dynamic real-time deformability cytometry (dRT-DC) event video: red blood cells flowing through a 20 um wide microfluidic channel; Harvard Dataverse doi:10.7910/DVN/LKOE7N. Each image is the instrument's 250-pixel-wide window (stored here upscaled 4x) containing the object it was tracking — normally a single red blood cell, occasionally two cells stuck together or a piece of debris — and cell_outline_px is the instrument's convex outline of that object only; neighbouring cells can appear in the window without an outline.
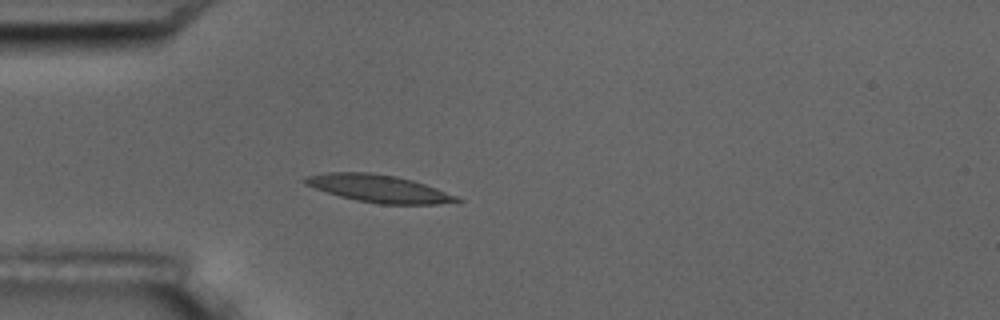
{"species": "common noctule bat (a hibernating species)", "species_latin": "Nyctalus noctula", "temperature_condition": "room temperature", "stored_images_in_passage": 3, "camera_frame_rate_fps": 3000, "um_per_image_px": 0.085, "animal": {"sex": "male", "body_mass_g": 17.5, "forearm_length_mm": 52.3}, "frame": {"image": 1, "passage_image": 3, "time_ms": 2.333, "image_size_px": [1000, 320], "cell_outline_px": [[464, 200], [436, 204], [380, 204], [356, 200], [340, 196], [304, 184], [300, 180], [304, 176], [328, 172], [368, 172], [396, 176], [412, 180], [436, 188], [456, 196]], "centroid_in_image_um": [32.14, 16.01], "position_along_channel_um": 52.9, "area_um2": 24.1}}